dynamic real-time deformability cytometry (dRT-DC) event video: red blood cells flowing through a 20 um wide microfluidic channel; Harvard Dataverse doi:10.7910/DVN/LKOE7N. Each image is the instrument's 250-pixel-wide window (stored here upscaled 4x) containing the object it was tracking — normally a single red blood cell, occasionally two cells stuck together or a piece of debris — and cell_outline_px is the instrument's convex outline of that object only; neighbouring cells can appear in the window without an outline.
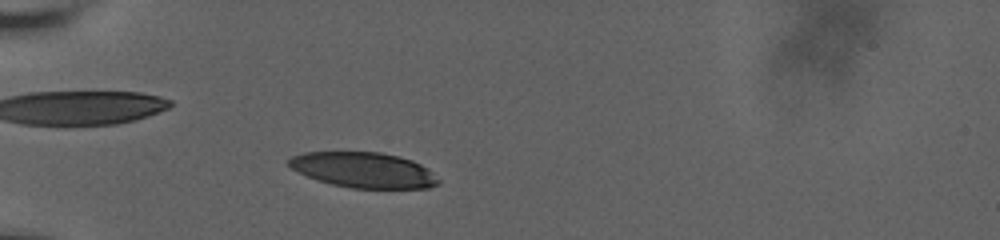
{"species": "human", "species_latin": "Homo sapiens", "temperature_condition": "room temperature", "stored_images_in_passage": 17, "camera_frame_rate_fps": 3000, "um_per_image_px": 0.085, "donor": {"sex": "male"}, "frame": {"image": 1, "passage_image": 15, "time_ms": 2.667, "image_size_px": [1000, 240], "cell_outline_px": [[440, 184], [428, 188], [352, 188], [332, 184], [308, 176], [292, 168], [288, 164], [288, 160], [292, 156], [304, 152], [380, 152], [400, 156], [412, 160], [428, 168], [440, 180]], "centroid_in_image_um": [30.96, 14.44], "position_along_channel_um": 54.0, "area_um2": 30.75}}